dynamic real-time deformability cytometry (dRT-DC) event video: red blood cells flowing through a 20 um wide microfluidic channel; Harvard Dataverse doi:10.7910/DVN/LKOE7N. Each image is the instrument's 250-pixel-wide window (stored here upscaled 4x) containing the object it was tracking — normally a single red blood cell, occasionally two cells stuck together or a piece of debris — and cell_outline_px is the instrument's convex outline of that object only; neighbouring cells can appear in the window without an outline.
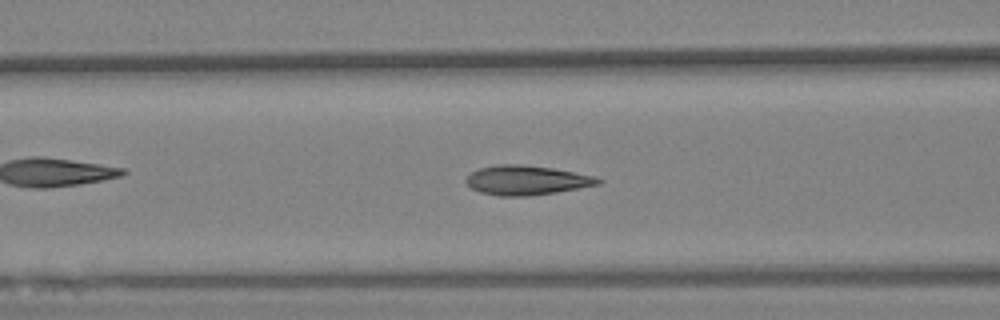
{"species": "Egyptian fruit bat (a non-hibernating species)", "species_latin": "Rousettus aegyptiacus", "temperature_condition": "warm", "stored_images_in_passage": 71, "camera_frame_rate_fps": 3000, "um_per_image_px": 0.085, "animal": {"sex": "female"}, "frame": {"image": 1, "passage_image": 28, "time_ms": 9.0, "image_size_px": [1000, 320], "cell_outline_px": [[604, 180], [600, 184], [556, 192], [528, 196], [500, 196], [480, 192], [472, 188], [464, 180], [472, 172], [480, 168], [496, 164], [520, 164], [552, 168], [596, 176]], "centroid_in_image_um": [44.77, 15.31], "position_along_channel_um": 121.8, "area_um2": 22.6}}
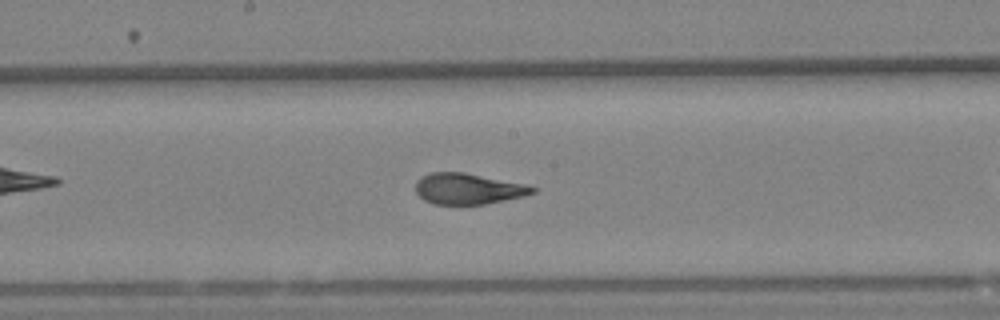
{"frame": {"image": 2, "passage_image": 37, "time_ms": 12.0, "image_size_px": [1000, 320], "cell_outline_px": [[536, 192], [524, 196], [484, 204], [432, 204], [424, 200], [416, 192], [416, 180], [432, 172], [464, 172], [524, 184], [536, 188]], "centroid_in_image_um": [39.77, 16.05], "position_along_channel_um": 208.4, "area_um2": 20.87}}
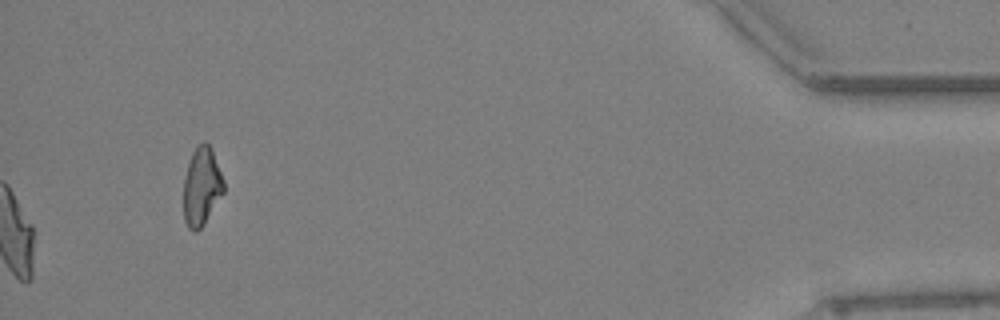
{"frame": {"image": 3, "passage_image": 71, "time_ms": 23.333, "image_size_px": [1000, 320], "cell_outline_px": [[224, 192], [204, 224], [196, 232], [192, 232], [188, 228], [184, 220], [184, 176], [192, 152], [196, 144], [204, 140], [212, 148], [224, 180]], "centroid_in_image_um": [17.14, 15.83], "position_along_channel_um": 418.1, "area_um2": 18.55}, "authors_computed_cell_mechanics": {"area_um2": 22.253, "velocity_mm_per_s": 2.906, "shape_relaxation_time_tau1_ms": 6.4666, "shape_relaxation_time_tau2_ms": 1.4635, "deformation_change_tau1": 0.2087, "deformation_change_tau2": 0.0566}}